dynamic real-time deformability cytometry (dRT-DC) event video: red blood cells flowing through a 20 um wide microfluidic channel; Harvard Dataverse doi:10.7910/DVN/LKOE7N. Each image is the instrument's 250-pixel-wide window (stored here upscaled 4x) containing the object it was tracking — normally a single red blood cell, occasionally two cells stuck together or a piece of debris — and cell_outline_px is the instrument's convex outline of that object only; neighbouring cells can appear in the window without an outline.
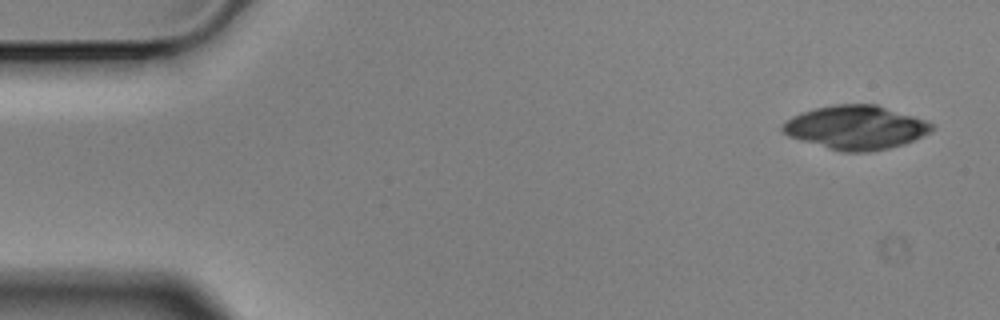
{"species": "Egyptian fruit bat (a non-hibernating species)", "species_latin": "Rousettus aegyptiacus", "temperature_condition": "cold", "stored_images_in_passage": 4, "camera_frame_rate_fps": 3000, "um_per_image_px": 0.085, "animal": {"sex": "male"}, "frame": {"image": 1, "passage_image": 1, "time_ms": 0.0, "image_size_px": [1000, 320], "cell_outline_px": [[932, 128], [928, 132], [904, 144], [888, 148], [868, 152], [844, 152], [828, 148], [788, 136], [780, 128], [792, 116], [816, 108], [836, 104], [876, 104], [924, 120], [932, 124]], "centroid_in_image_um": [72.72, 10.83], "position_along_channel_um": 12.3, "area_um2": 37.34}}